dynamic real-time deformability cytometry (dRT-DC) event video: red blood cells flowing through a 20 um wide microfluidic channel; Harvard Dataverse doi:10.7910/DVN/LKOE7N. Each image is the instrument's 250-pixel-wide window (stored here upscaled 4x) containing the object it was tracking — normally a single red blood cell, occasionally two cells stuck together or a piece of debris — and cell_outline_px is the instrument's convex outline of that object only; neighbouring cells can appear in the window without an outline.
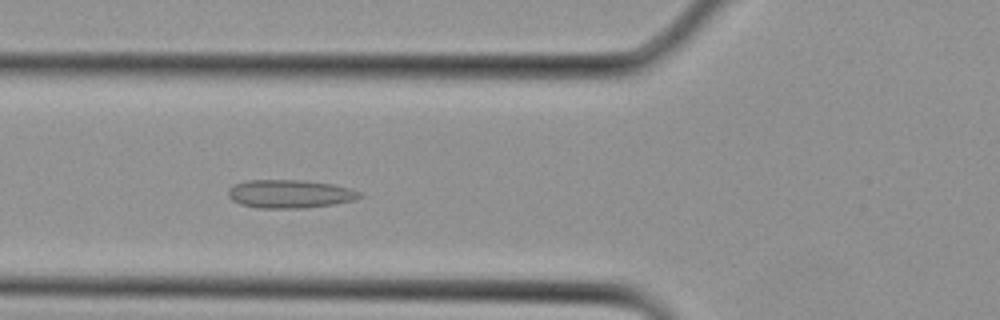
{"species": "Egyptian fruit bat (a non-hibernating species)", "species_latin": "Rousettus aegyptiacus", "temperature_condition": "cold", "stored_images_in_passage": 25, "camera_frame_rate_fps": 3000, "um_per_image_px": 0.085, "animal": {"sex": "female"}, "frame": {"image": 1, "passage_image": 6, "time_ms": 1.667, "image_size_px": [1000, 320], "cell_outline_px": [[364, 196], [352, 200], [332, 204], [304, 208], [260, 208], [240, 204], [232, 200], [228, 196], [228, 188], [232, 184], [244, 180], [304, 180], [336, 184], [352, 188], [360, 192]], "centroid_in_image_um": [24.62, 16.46], "position_along_channel_um": 101.2, "area_um2": 21.96}}
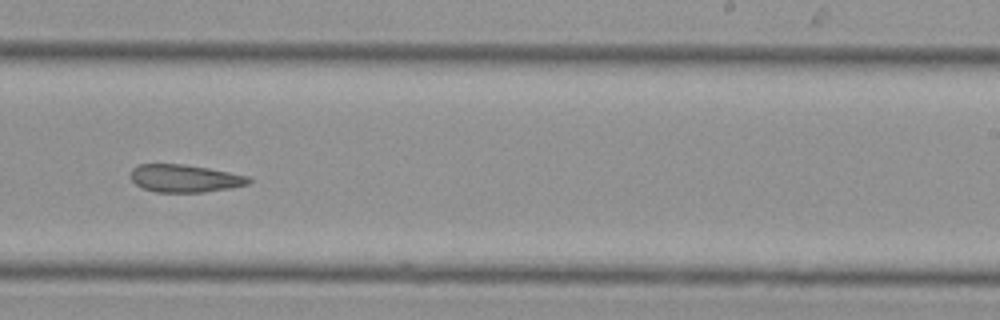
{"frame": {"image": 2, "passage_image": 14, "time_ms": 4.333, "image_size_px": [1000, 320], "cell_outline_px": [[252, 180], [248, 184], [228, 188], [204, 192], [156, 192], [144, 188], [136, 184], [132, 180], [132, 168], [140, 164], [180, 164], [208, 168], [248, 176]], "centroid_in_image_um": [15.71, 15.16], "position_along_channel_um": 273.3, "area_um2": 18.73}}
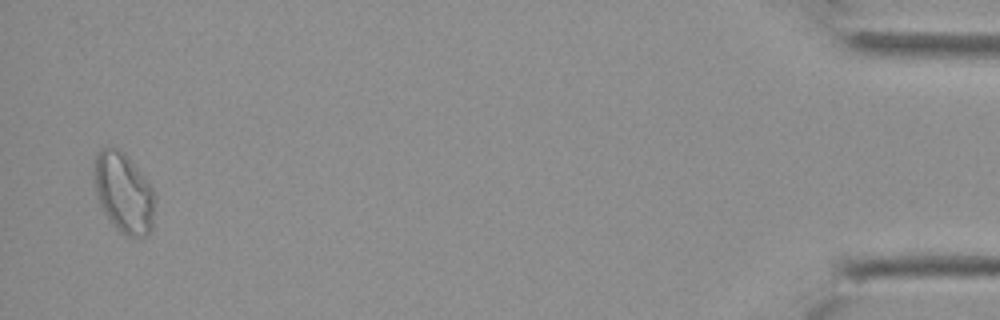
{"frame": {"image": 3, "passage_image": 25, "time_ms": 8.0, "image_size_px": [1000, 320], "cell_outline_px": [[156, 196], [152, 228], [148, 236], [124, 236], [116, 228], [104, 212], [96, 192], [92, 172], [92, 168], [96, 156], [108, 144], [124, 152], [132, 160], [156, 192]], "centroid_in_image_um": [10.54, 16.37], "position_along_channel_um": 424.7, "area_um2": 28.84}}